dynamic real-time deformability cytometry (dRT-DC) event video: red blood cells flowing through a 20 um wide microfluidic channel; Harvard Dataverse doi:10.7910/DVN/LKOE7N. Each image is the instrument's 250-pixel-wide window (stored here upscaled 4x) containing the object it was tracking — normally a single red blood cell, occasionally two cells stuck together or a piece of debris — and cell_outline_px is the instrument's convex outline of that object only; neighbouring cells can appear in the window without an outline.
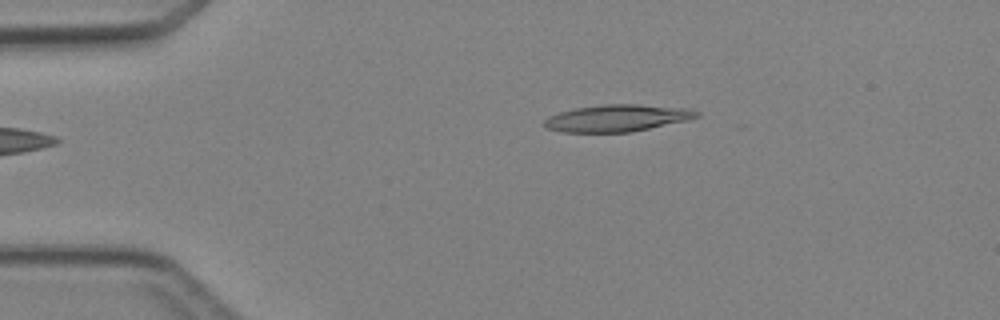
{"species": "Egyptian fruit bat (a non-hibernating species)", "species_latin": "Rousettus aegyptiacus", "temperature_condition": "cold", "stored_images_in_passage": 5, "camera_frame_rate_fps": 3000, "um_per_image_px": 0.085, "animal": {"sex": "female"}, "frame": {"image": 1, "passage_image": 5, "time_ms": 4.667, "image_size_px": [1000, 320], "cell_outline_px": [[700, 116], [688, 120], [632, 132], [560, 132], [544, 128], [544, 120], [548, 116], [560, 112], [576, 108], [604, 104], [640, 104], [688, 108], [700, 112]], "centroid_in_image_um": [52.46, 10.04], "position_along_channel_um": 32.5, "area_um2": 24.1}}